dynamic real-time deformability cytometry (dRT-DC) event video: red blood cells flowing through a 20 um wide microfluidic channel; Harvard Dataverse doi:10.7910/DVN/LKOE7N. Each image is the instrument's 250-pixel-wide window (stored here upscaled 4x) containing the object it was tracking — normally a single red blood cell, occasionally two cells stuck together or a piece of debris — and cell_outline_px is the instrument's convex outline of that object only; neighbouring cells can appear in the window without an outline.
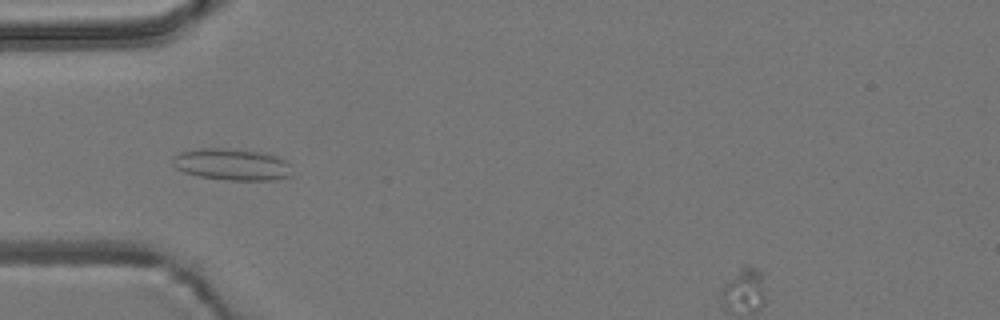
{"species": "common noctule bat (a hibernating species)", "species_latin": "Nyctalus noctula", "temperature_condition": "room temperature", "stored_images_in_passage": 42, "camera_frame_rate_fps": 3000, "um_per_image_px": 0.085, "animal": {"sex": "male", "body_mass_g": 19.2, "forearm_length_mm": 51.8}, "frame": {"image": 1, "passage_image": 7, "time_ms": 2.0, "image_size_px": [1000, 320], "cell_outline_px": [[292, 164], [288, 176], [276, 180], [228, 180], [200, 176], [184, 172], [176, 168], [172, 164], [172, 156], [180, 152], [200, 148], [228, 148], [264, 152], [276, 156]], "centroid_in_image_um": [19.7, 13.96], "position_along_channel_um": 65.3, "area_um2": 22.14}}
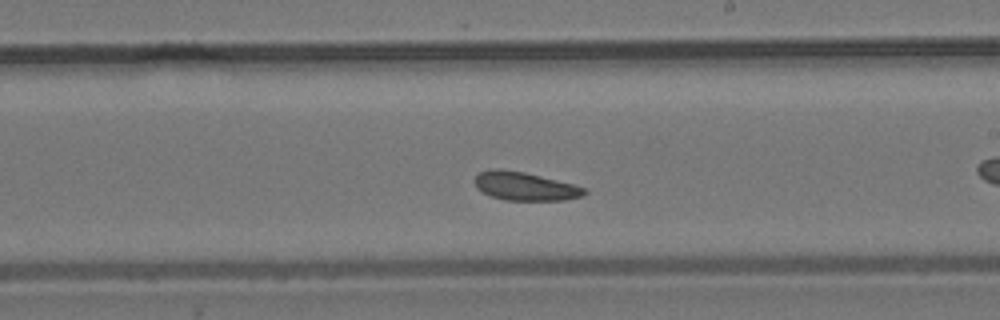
{"frame": {"image": 2, "passage_image": 18, "time_ms": 5.667, "image_size_px": [1000, 320], "cell_outline_px": [[588, 192], [584, 196], [564, 200], [504, 200], [492, 196], [476, 188], [472, 180], [480, 172], [488, 168], [500, 168], [524, 172], [572, 184], [584, 188]], "centroid_in_image_um": [44.57, 15.82], "position_along_channel_um": 244.4, "area_um2": 18.21}}
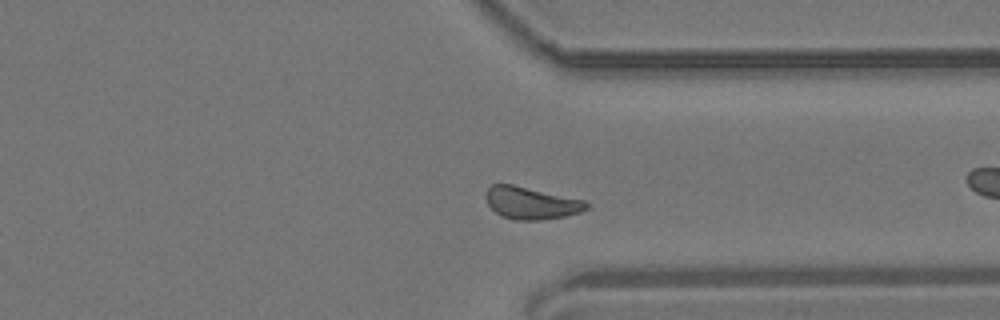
{"frame": {"image": 3, "passage_image": 28, "time_ms": 9.0, "image_size_px": [1000, 320], "cell_outline_px": [[588, 208], [580, 212], [564, 216], [540, 220], [516, 220], [500, 216], [488, 204], [484, 196], [488, 188], [492, 184], [512, 184], [584, 200], [588, 204]], "centroid_in_image_um": [45.11, 17.25], "position_along_channel_um": 366.3, "area_um2": 18.79}}